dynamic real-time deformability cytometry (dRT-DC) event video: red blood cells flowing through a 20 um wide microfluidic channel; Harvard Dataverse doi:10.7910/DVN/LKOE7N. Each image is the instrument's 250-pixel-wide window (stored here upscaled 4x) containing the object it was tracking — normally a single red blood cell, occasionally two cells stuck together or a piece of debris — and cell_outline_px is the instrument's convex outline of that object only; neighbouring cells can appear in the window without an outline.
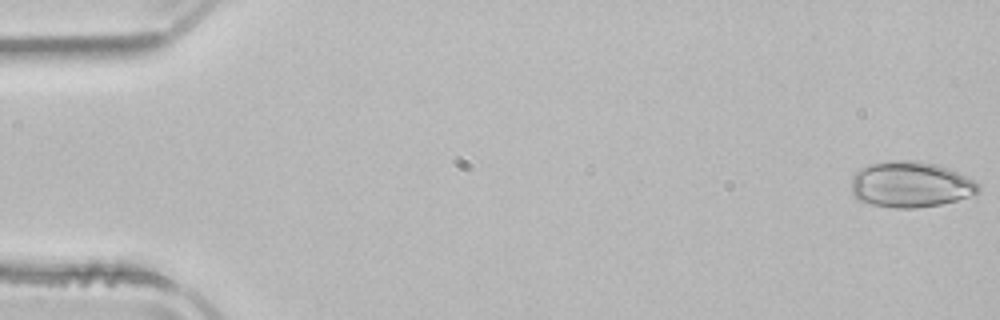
{"species": "common noctule bat (a hibernating species)", "species_latin": "Nyctalus noctula", "temperature_condition": "room temperature", "stored_images_in_passage": 16, "camera_frame_rate_fps": 3000, "um_per_image_px": 0.085, "animal": {"sex": "male", "body_mass_g": 21.5, "forearm_length_mm": 52.0}, "frame": {"image": 1, "passage_image": 1, "time_ms": 0.0, "image_size_px": [1000, 320], "cell_outline_px": [[980, 192], [972, 196], [940, 204], [916, 208], [896, 208], [872, 204], [856, 200], [852, 196], [852, 176], [860, 168], [872, 164], [888, 160], [916, 160], [936, 164], [948, 168], [980, 184]], "centroid_in_image_um": [77.38, 15.68], "position_along_channel_um": 7.6, "area_um2": 34.1}}